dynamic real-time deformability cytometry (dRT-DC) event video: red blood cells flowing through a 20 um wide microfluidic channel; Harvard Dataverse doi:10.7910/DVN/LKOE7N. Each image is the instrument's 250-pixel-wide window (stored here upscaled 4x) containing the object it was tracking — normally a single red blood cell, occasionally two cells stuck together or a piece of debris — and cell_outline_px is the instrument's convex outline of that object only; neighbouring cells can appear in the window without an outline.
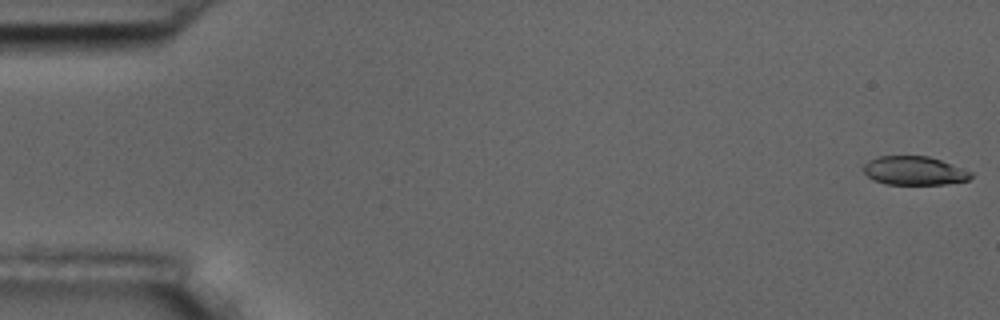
{"species": "common noctule bat (a hibernating species)", "species_latin": "Nyctalus noctula", "temperature_condition": "room temperature", "stored_images_in_passage": 56, "camera_frame_rate_fps": 3000, "um_per_image_px": 0.085, "animal": {"sex": "male", "body_mass_g": 17.5, "forearm_length_mm": 52.3}, "frame": {"image": 1, "passage_image": 1, "time_ms": 0.0, "image_size_px": [1000, 320], "cell_outline_px": [[972, 176], [968, 180], [948, 184], [888, 184], [872, 180], [864, 172], [864, 164], [868, 160], [880, 156], [928, 156], [940, 160], [972, 172]], "centroid_in_image_um": [77.7, 14.51], "position_along_channel_um": 7.3, "area_um2": 17.86}}
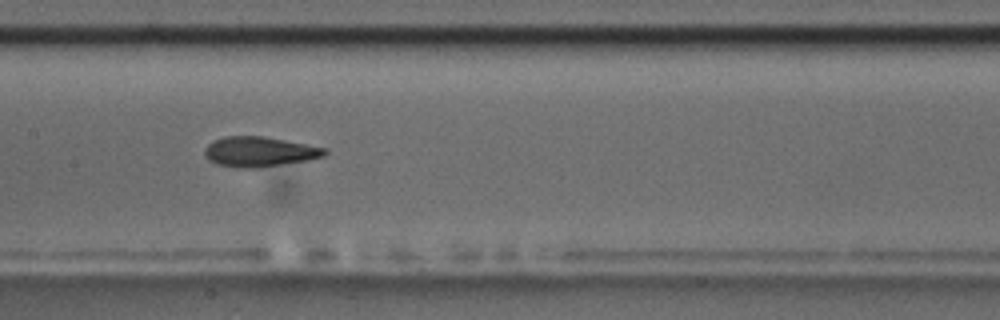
{"frame": {"image": 2, "passage_image": 28, "time_ms": 9.0, "image_size_px": [1000, 320], "cell_outline_px": [[328, 152], [324, 156], [308, 160], [256, 168], [236, 168], [216, 164], [208, 160], [204, 152], [204, 148], [212, 140], [224, 136], [264, 136], [328, 148]], "centroid_in_image_um": [22.03, 12.89], "position_along_channel_um": 185.4, "area_um2": 21.21}}
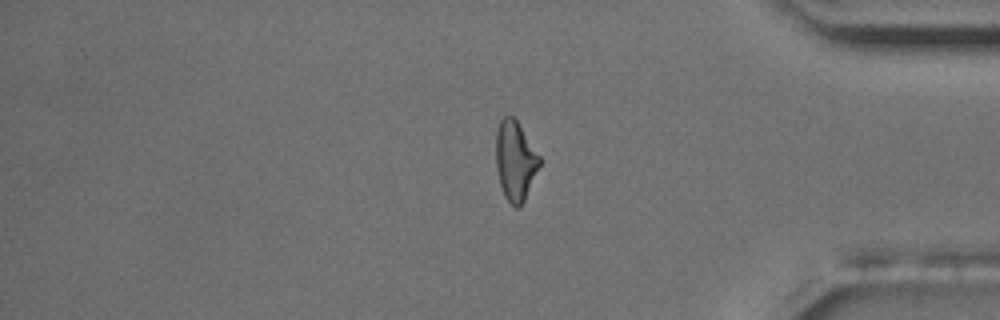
{"frame": {"image": 3, "passage_image": 47, "time_ms": 15.333, "image_size_px": [1000, 320], "cell_outline_px": [[540, 164], [524, 200], [520, 208], [516, 208], [504, 196], [500, 184], [496, 168], [496, 132], [500, 120], [504, 116], [512, 116], [516, 120], [540, 156]], "centroid_in_image_um": [43.78, 13.66], "position_along_channel_um": 391.4, "area_um2": 19.94}, "authors_computed_cell_mechanics": {"area_um2": 20.3456, "velocity_mm_per_s": 3.6054, "shape_relaxation_time_tau1_ms": 4.7419, "shape_relaxation_time_tau2_ms": 2.2982, "deformation_change_tau1": 0.1691, "deformation_change_tau2": 0.1041}}